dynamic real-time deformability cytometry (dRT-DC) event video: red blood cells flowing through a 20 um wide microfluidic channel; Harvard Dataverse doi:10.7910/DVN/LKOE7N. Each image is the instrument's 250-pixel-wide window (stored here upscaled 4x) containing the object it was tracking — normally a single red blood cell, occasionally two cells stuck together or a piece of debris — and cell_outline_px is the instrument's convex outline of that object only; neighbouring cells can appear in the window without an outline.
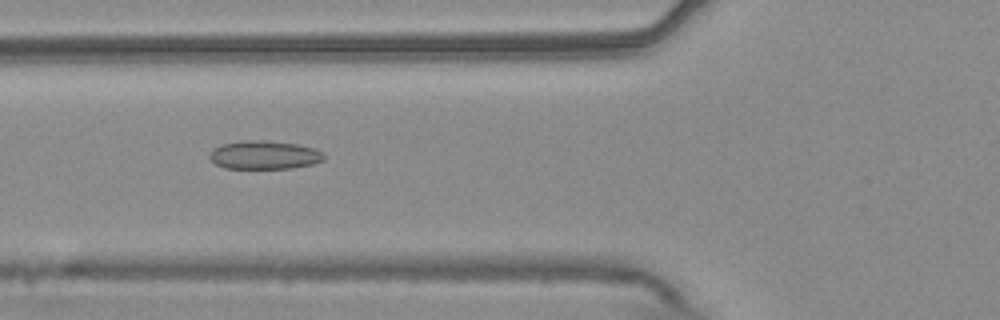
{"species": "common noctule bat (a hibernating species)", "species_latin": "Nyctalus noctula", "temperature_condition": "warm", "stored_images_in_passage": 31, "camera_frame_rate_fps": 3000, "um_per_image_px": 0.085, "animal": {"sex": "male", "body_mass_g": 20.4}, "frame": {"image": 1, "passage_image": 5, "time_ms": 1.333, "image_size_px": [1000, 320], "cell_outline_px": [[324, 160], [312, 164], [292, 168], [224, 168], [216, 164], [208, 156], [212, 148], [220, 144], [244, 140], [264, 140], [296, 144], [316, 148], [324, 152]], "centroid_in_image_um": [22.46, 13.16], "position_along_channel_um": 103.3, "area_um2": 19.13}}
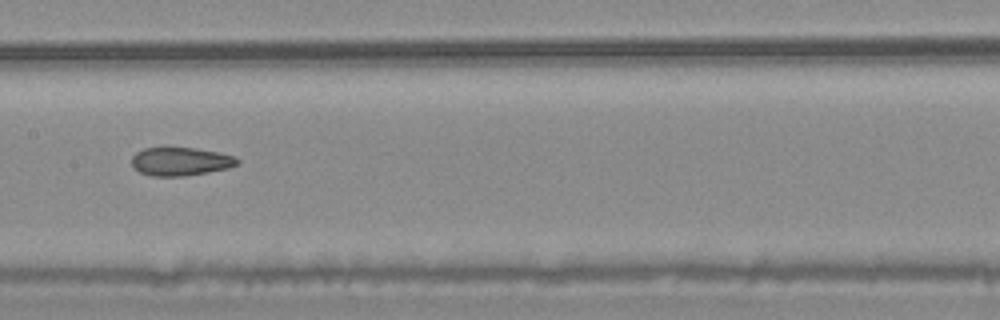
{"frame": {"image": 2, "passage_image": 12, "time_ms": 3.667, "image_size_px": [1000, 320], "cell_outline_px": [[240, 164], [228, 168], [208, 172], [184, 176], [152, 176], [140, 172], [132, 168], [132, 156], [136, 152], [144, 148], [164, 144], [196, 148], [236, 156], [240, 160]], "centroid_in_image_um": [15.31, 13.68], "position_along_channel_um": 192.1, "area_um2": 18.26}}
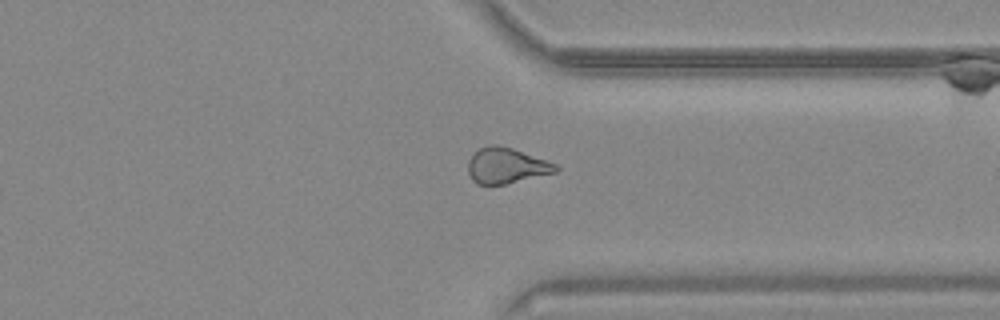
{"frame": {"image": 3, "passage_image": 26, "time_ms": 8.333, "image_size_px": [1000, 320], "cell_outline_px": [[560, 168], [556, 172], [504, 184], [476, 184], [472, 180], [468, 172], [468, 160], [480, 148], [492, 144], [496, 144], [512, 148], [556, 164]], "centroid_in_image_um": [43.02, 14.08], "position_along_channel_um": 368.4, "area_um2": 17.92}, "authors_computed_cell_mechanics": {"area_um2": 18.0336, "velocity_mm_per_s": 3.7864, "shape_relaxation_time_tau1_ms": null, "shape_relaxation_time_tau2_ms": 3.5559, "deformation_change_tau1": null, "deformation_change_tau2": 0.1058}}